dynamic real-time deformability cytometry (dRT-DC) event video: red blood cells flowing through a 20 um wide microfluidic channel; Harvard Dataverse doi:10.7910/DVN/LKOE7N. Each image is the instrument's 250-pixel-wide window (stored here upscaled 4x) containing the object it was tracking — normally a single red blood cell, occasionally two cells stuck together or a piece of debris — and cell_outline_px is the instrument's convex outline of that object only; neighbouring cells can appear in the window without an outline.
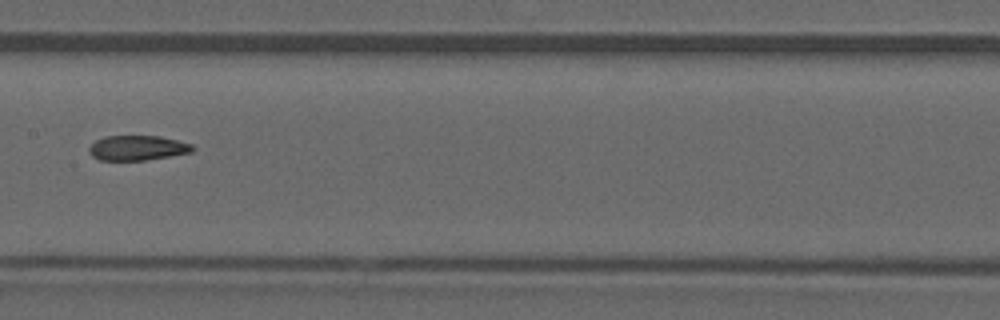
{"species": "common noctule bat (a hibernating species)", "species_latin": "Nyctalus noctula", "temperature_condition": "warm", "stored_images_in_passage": 32, "camera_frame_rate_fps": 3000, "um_per_image_px": 0.085, "animal": {"sex": "male", "forearm_length_mm": 52.5}, "frame": {"image": 1, "passage_image": 10, "time_ms": 3.0, "image_size_px": [1000, 320], "cell_outline_px": [[196, 148], [192, 152], [144, 160], [100, 160], [92, 156], [88, 152], [88, 148], [96, 140], [104, 136], [160, 136], [192, 144]], "centroid_in_image_um": [11.67, 12.57], "position_along_channel_um": 195.7, "area_um2": 14.97}}